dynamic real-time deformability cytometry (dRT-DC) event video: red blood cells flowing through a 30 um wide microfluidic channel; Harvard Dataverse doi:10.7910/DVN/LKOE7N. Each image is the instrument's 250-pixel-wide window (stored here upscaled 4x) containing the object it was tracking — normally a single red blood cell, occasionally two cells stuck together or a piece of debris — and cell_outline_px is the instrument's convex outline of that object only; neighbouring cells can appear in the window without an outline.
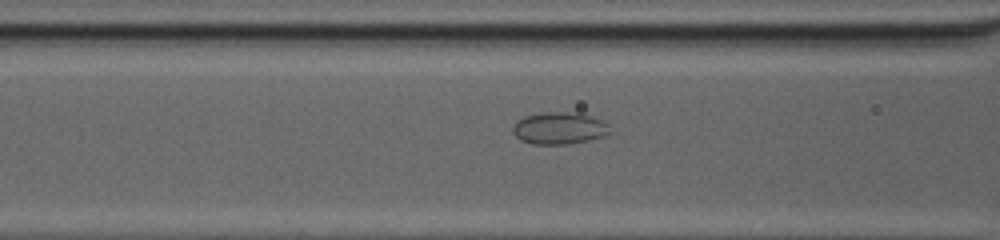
{"species": "common noctule bat (a hibernating species)", "species_latin": "Nyctalus noctula", "temperature_condition": "cold", "stored_images_in_passage": 30, "camera_frame_rate_fps": 3000, "um_per_image_px": 0.085, "animal": {"sex": "female", "body_mass_g": 20.0, "forearm_length_mm": 54.0}, "frame": {"image": 1, "passage_image": 7, "time_ms": 2.0, "image_size_px": [1000, 240], "cell_outline_px": [[612, 132], [604, 136], [588, 140], [568, 144], [532, 144], [520, 140], [512, 132], [512, 128], [516, 120], [524, 116], [540, 112], [576, 112], [592, 116], [604, 120], [608, 124]], "centroid_in_image_um": [47.54, 10.88], "position_along_channel_um": 119.1, "area_um2": 18.5}}
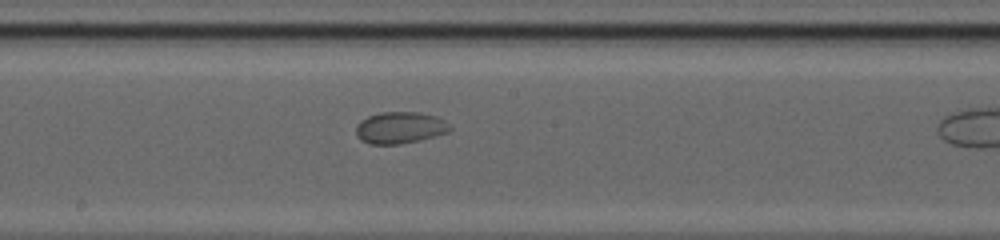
{"frame": {"image": 2, "passage_image": 14, "time_ms": 4.333, "image_size_px": [1000, 240], "cell_outline_px": [[452, 128], [448, 132], [420, 140], [400, 144], [368, 144], [360, 140], [356, 136], [356, 124], [360, 120], [368, 116], [380, 112], [420, 112], [436, 116], [444, 120]], "centroid_in_image_um": [33.96, 10.85], "position_along_channel_um": 214.2, "area_um2": 17.51}}
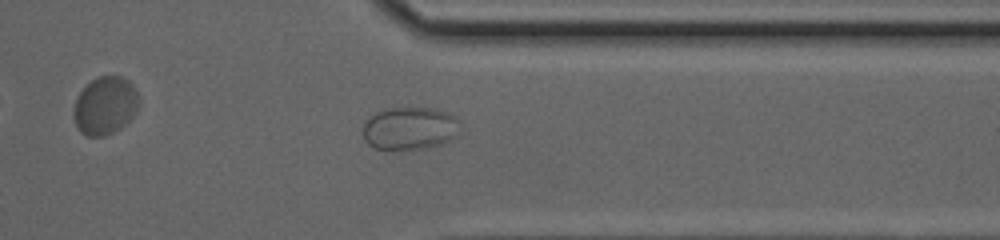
{"frame": {"image": 3, "passage_image": 26, "time_ms": 8.333, "image_size_px": [1000, 240], "cell_outline_px": [[460, 132], [452, 140], [444, 144], [420, 148], [376, 148], [368, 144], [364, 140], [364, 124], [376, 112], [388, 108], [428, 108], [448, 112], [456, 120]], "centroid_in_image_um": [34.85, 10.9], "position_along_channel_um": 376.5, "area_um2": 23.76}}